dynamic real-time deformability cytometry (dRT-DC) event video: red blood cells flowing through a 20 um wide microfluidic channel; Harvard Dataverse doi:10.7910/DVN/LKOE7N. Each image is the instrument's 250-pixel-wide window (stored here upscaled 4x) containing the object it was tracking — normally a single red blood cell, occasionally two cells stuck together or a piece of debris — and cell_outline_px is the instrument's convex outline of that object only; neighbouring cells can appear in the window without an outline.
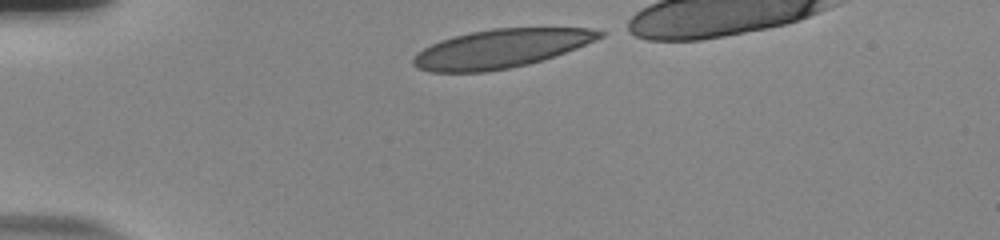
{"species": "human", "species_latin": "Homo sapiens", "temperature_condition": "room temperature", "stored_images_in_passage": 34, "camera_frame_rate_fps": 3000, "um_per_image_px": 0.085, "donor": {"sex": "male"}, "frame": {"image": 1, "passage_image": 1, "time_ms": 0.0, "image_size_px": [1000, 240], "cell_outline_px": [[608, 32], [604, 36], [596, 40], [576, 48], [528, 64], [508, 68], [484, 72], [432, 72], [416, 68], [412, 64], [412, 56], [416, 52], [440, 40], [452, 36], [492, 28], [592, 28]], "centroid_in_image_um": [42.55, 4.12], "position_along_channel_um": 42.5, "area_um2": 41.91}}
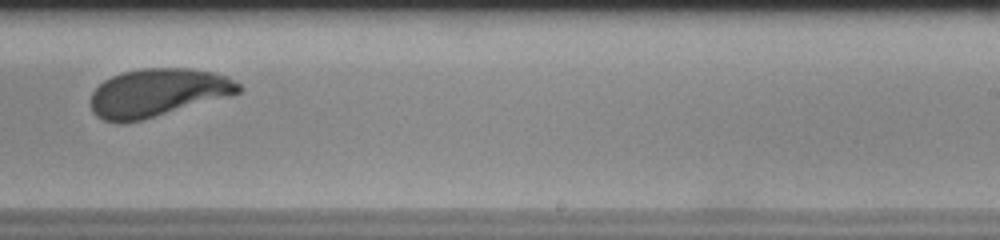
{"frame": {"image": 2, "passage_image": 23, "time_ms": 7.333, "image_size_px": [1000, 240], "cell_outline_px": [[244, 88], [240, 92], [228, 96], [140, 120], [124, 124], [120, 124], [104, 120], [96, 116], [92, 112], [92, 92], [104, 80], [112, 76], [124, 72], [140, 68], [188, 68], [216, 72], [228, 76], [240, 84]], "centroid_in_image_um": [13.41, 7.87], "position_along_channel_um": 275.6, "area_um2": 41.27}}
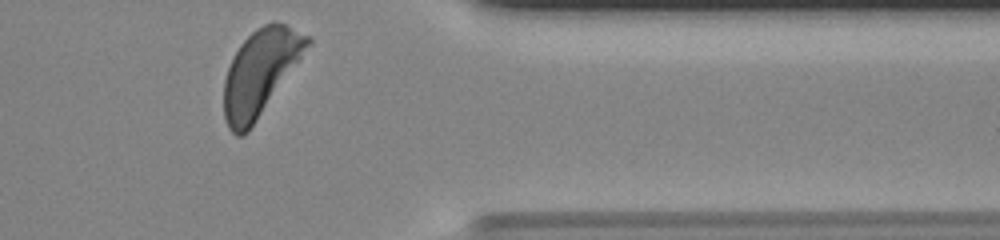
{"frame": {"image": 3, "passage_image": 33, "time_ms": 10.667, "image_size_px": [1000, 240], "cell_outline_px": [[312, 44], [248, 132], [244, 136], [236, 136], [228, 128], [224, 116], [224, 80], [228, 68], [240, 44], [256, 28], [264, 24], [284, 24], [312, 36]], "centroid_in_image_um": [22.14, 6.17], "position_along_channel_um": 389.3, "area_um2": 41.38}, "authors_computed_cell_mechanics": {"area_um2": 42.4541, "velocity_mm_per_s": 3.7262, "shape_relaxation_time_tau1_ms": 3.4771, "shape_relaxation_time_tau2_ms": null, "deformation_change_tau1": 0.1521, "deformation_change_tau2": null}}